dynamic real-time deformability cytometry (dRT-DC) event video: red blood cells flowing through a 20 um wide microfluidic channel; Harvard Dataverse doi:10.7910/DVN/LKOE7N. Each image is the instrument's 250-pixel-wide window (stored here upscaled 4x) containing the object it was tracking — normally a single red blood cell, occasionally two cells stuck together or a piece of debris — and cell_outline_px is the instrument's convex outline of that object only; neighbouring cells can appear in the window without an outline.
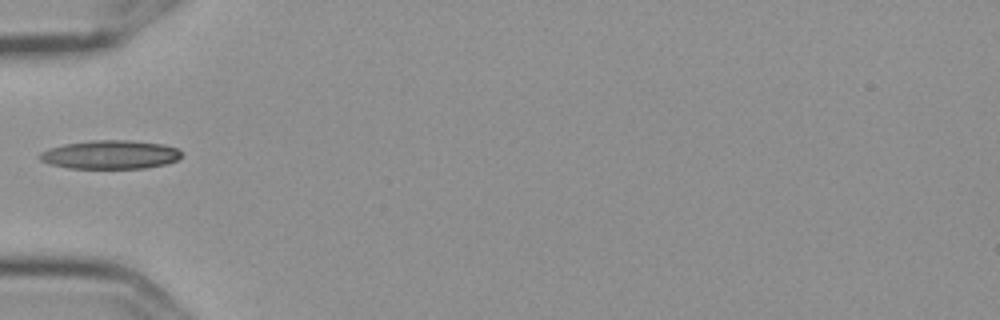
{"species": "Egyptian fruit bat (a non-hibernating species)", "species_latin": "Rousettus aegyptiacus", "temperature_condition": "cold", "stored_images_in_passage": 2, "camera_frame_rate_fps": 3000, "um_per_image_px": 0.085, "frame": {"image": 1, "passage_image": 2, "time_ms": 0.333, "image_size_px": [1000, 320], "cell_outline_px": [[180, 156], [176, 160], [164, 164], [144, 168], [68, 168], [52, 164], [40, 160], [40, 152], [64, 144], [92, 140], [124, 140], [164, 144], [176, 148], [180, 152]], "centroid_in_image_um": [9.37, 13.14], "position_along_channel_um": 75.6, "area_um2": 23.29}}